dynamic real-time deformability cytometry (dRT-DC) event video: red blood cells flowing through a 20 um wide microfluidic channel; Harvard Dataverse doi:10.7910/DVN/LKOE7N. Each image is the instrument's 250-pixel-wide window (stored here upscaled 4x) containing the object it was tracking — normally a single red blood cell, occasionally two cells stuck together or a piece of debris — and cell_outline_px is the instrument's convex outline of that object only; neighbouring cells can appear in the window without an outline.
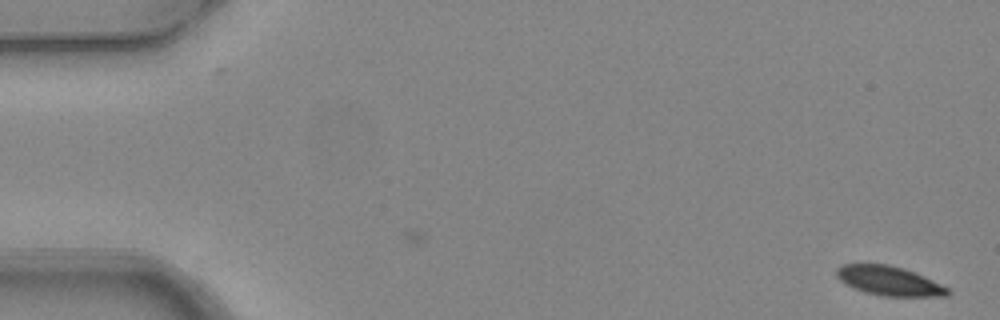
{"species": "common noctule bat (a hibernating species)", "species_latin": "Nyctalus noctula", "temperature_condition": "warm", "stored_images_in_passage": 4, "camera_frame_rate_fps": 3000, "um_per_image_px": 0.085, "animal": {"sex": "female", "body_mass_g": 24.6, "forearm_length_mm": 56.2}, "frame": {"image": 1, "passage_image": 1, "time_ms": 0.0, "image_size_px": [1000, 320], "cell_outline_px": [[952, 292], [948, 296], [880, 296], [864, 292], [852, 288], [840, 280], [836, 276], [836, 268], [840, 264], [888, 264], [904, 268], [924, 276], [948, 288]], "centroid_in_image_um": [75.55, 23.87], "position_along_channel_um": 9.4, "area_um2": 19.13}}